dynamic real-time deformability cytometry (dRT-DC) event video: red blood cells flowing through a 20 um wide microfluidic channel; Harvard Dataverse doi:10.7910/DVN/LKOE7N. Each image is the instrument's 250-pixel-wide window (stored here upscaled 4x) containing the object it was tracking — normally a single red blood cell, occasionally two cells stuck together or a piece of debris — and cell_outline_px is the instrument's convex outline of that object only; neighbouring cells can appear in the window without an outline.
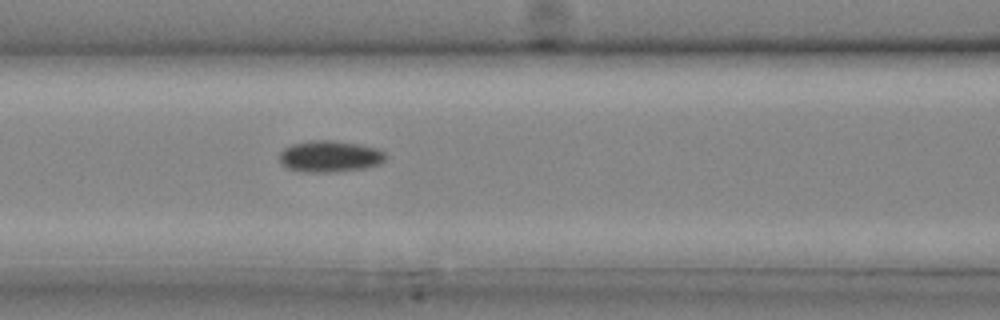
{"species": "common noctule bat (a hibernating species)", "species_latin": "Nyctalus noctula", "temperature_condition": "cold", "stored_images_in_passage": 6, "segment_of_instrument_passage": [1, 2], "camera_frame_rate_fps": 3000, "um_per_image_px": 0.085, "animal": {"sex": "male", "body_mass_g": 20.4}, "frame": {"image": 1, "passage_image": 5, "time_ms": 1.333, "image_size_px": [1000, 320], "cell_outline_px": [[388, 156], [380, 164], [368, 168], [336, 172], [300, 172], [288, 168], [280, 160], [280, 152], [284, 148], [292, 144], [312, 140], [332, 140], [360, 144], [376, 148], [384, 152]], "centroid_in_image_um": [28.07, 13.3], "position_along_channel_um": 138.5, "area_um2": 19.65}}